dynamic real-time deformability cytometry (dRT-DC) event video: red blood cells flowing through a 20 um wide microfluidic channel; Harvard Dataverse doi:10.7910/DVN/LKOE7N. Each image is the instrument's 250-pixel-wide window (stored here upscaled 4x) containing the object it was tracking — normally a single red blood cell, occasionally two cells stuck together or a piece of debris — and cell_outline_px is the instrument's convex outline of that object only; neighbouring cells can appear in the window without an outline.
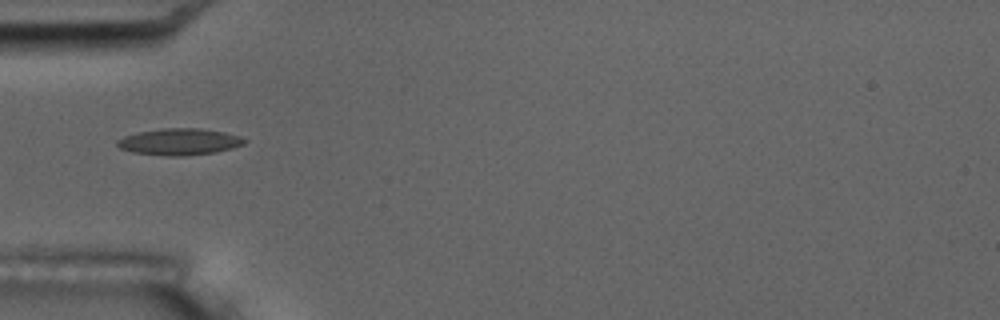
{"species": "common noctule bat (a hibernating species)", "species_latin": "Nyctalus noctula", "temperature_condition": "room temperature", "stored_images_in_passage": 17, "camera_frame_rate_fps": 3000, "um_per_image_px": 0.085, "animal": {"sex": "male", "body_mass_g": 17.5, "forearm_length_mm": 52.3}, "frame": {"image": 1, "passage_image": 6, "time_ms": 5.667, "image_size_px": [1000, 320], "cell_outline_px": [[248, 140], [244, 144], [232, 148], [216, 152], [184, 156], [168, 156], [132, 152], [120, 148], [116, 144], [116, 140], [124, 136], [136, 132], [160, 128], [200, 128], [224, 132], [240, 136]], "centroid_in_image_um": [15.24, 12.04], "position_along_channel_um": 69.8, "area_um2": 19.88}, "authors_computed_cell_mechanics": {"area_um2": 17.918, "velocity_mm_per_s": 3.4596, "shape_relaxation_time_tau1_ms": 3.1968, "shape_relaxation_time_tau2_ms": 3.8036, "deformation_change_tau1": 0.1192, "deformation_change_tau2": 0.1033}}